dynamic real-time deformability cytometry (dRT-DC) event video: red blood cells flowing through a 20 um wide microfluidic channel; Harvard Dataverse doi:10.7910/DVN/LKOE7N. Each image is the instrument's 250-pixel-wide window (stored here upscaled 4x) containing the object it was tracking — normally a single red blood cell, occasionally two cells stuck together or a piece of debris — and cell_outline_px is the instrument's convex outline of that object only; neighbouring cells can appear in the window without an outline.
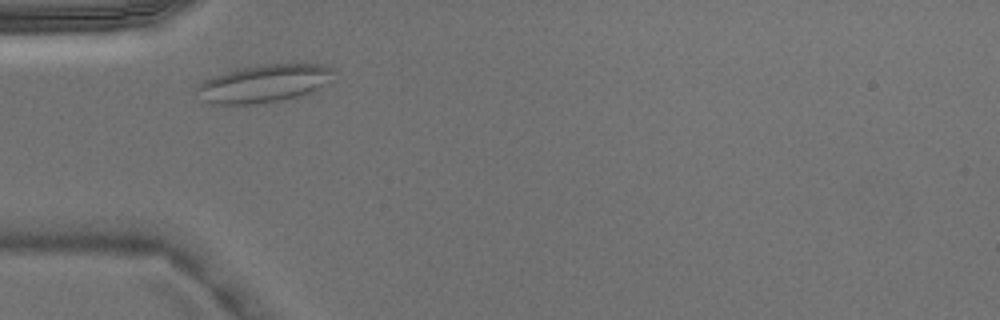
{"species": "Egyptian fruit bat (a non-hibernating species)", "species_latin": "Rousettus aegyptiacus", "temperature_condition": "warm", "stored_images_in_passage": 3, "camera_frame_rate_fps": 3000, "um_per_image_px": 0.085, "animal": {"sex": "male"}, "frame": {"image": 1, "passage_image": 1, "time_ms": 0.0, "image_size_px": [1000, 320], "cell_outline_px": [[332, 80], [308, 92], [296, 96], [280, 100], [248, 104], [216, 104], [200, 100], [196, 88], [204, 80], [212, 76], [236, 68], [260, 64], [324, 64], [332, 68]], "centroid_in_image_um": [22.38, 7.07], "position_along_channel_um": 62.6, "area_um2": 29.82}}